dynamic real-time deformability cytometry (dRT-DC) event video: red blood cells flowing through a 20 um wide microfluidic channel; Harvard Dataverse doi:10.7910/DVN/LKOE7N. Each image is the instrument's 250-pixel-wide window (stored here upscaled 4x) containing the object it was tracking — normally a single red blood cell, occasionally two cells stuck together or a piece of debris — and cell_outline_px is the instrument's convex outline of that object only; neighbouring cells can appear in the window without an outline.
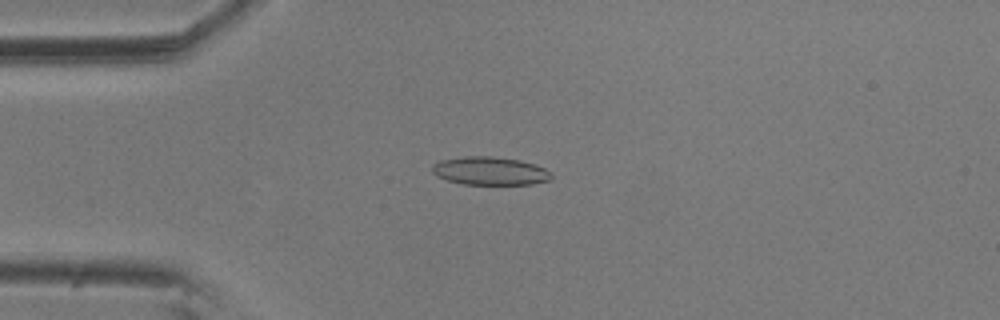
{"species": "common noctule bat (a hibernating species)", "species_latin": "Nyctalus noctula", "temperature_condition": "room temperature", "stored_images_in_passage": 46, "camera_frame_rate_fps": 3000, "um_per_image_px": 0.085, "animal": {"sex": "male", "body_mass_g": 20.5, "forearm_length_mm": 52.5}, "frame": {"image": 1, "passage_image": 13, "time_ms": 4.0, "image_size_px": [1000, 320], "cell_outline_px": [[552, 176], [548, 180], [532, 184], [464, 184], [448, 180], [436, 176], [432, 172], [432, 164], [440, 160], [464, 156], [492, 156], [520, 160], [544, 168], [552, 172]], "centroid_in_image_um": [41.62, 14.52], "position_along_channel_um": 43.4, "area_um2": 19.54}}
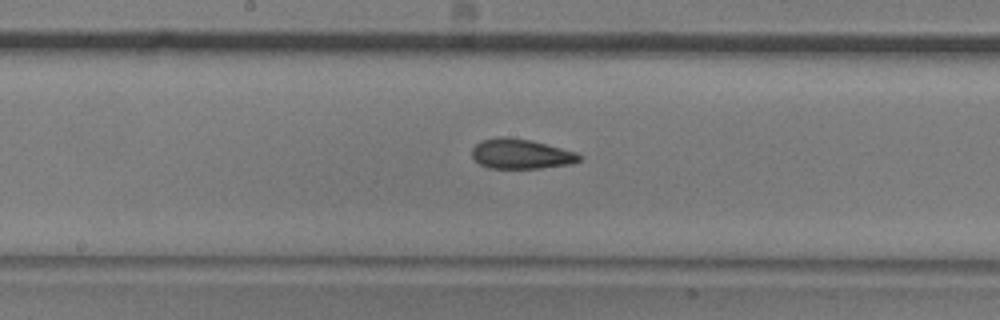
{"frame": {"image": 2, "passage_image": 28, "time_ms": 9.0, "image_size_px": [1000, 320], "cell_outline_px": [[584, 156], [580, 160], [572, 164], [540, 168], [488, 168], [480, 164], [472, 156], [472, 148], [480, 140], [496, 136], [504, 136], [532, 140], [576, 152]], "centroid_in_image_um": [44.28, 13.07], "position_along_channel_um": 203.9, "area_um2": 18.9}}
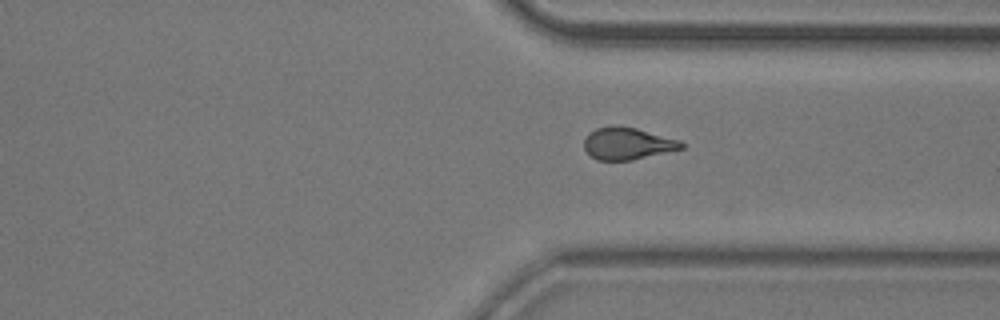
{"frame": {"image": 3, "passage_image": 41, "time_ms": 13.333, "image_size_px": [1000, 320], "cell_outline_px": [[684, 148], [632, 160], [596, 160], [584, 148], [584, 140], [588, 132], [596, 128], [612, 124], [620, 124], [636, 128], [680, 140], [684, 144]], "centroid_in_image_um": [53.31, 12.17], "position_along_channel_um": 358.1, "area_um2": 18.38}, "authors_computed_cell_mechanics": {"area_um2": 18.9584, "velocity_mm_per_s": 3.5674, "shape_relaxation_time_tau1_ms": 5.3663, "shape_relaxation_time_tau2_ms": 2.2812, "deformation_change_tau1": 0.1711, "deformation_change_tau2": 0.0999}}